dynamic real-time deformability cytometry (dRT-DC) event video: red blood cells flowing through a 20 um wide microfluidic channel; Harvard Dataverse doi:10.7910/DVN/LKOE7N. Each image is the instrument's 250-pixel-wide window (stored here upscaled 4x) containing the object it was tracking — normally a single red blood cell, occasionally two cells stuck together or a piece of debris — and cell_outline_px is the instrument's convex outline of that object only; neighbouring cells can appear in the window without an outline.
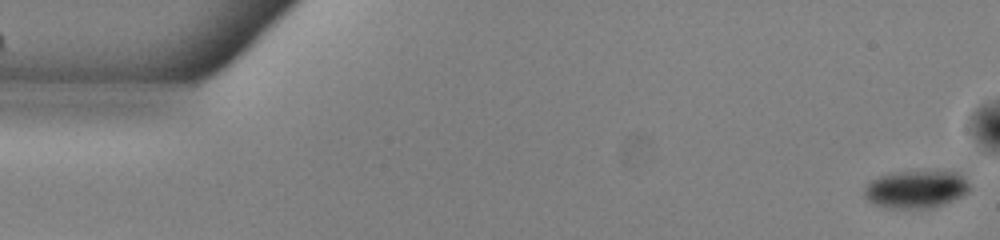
{"species": "common noctule bat (a hibernating species)", "species_latin": "Nyctalus noctula", "temperature_condition": "warm", "stored_images_in_passage": 48, "camera_frame_rate_fps": 3000, "um_per_image_px": 0.085, "animal": {"sex": "male", "body_mass_g": 13.0, "forearm_length_mm": 53.1}, "frame": {"image": 1, "passage_image": 1, "time_ms": 0.0, "image_size_px": [1000, 240], "cell_outline_px": [[968, 192], [944, 204], [932, 208], [884, 208], [868, 200], [864, 196], [864, 188], [872, 180], [880, 176], [892, 172], [956, 172], [964, 176], [968, 184]], "centroid_in_image_um": [77.83, 16.1], "position_along_channel_um": 7.2, "area_um2": 22.83}}
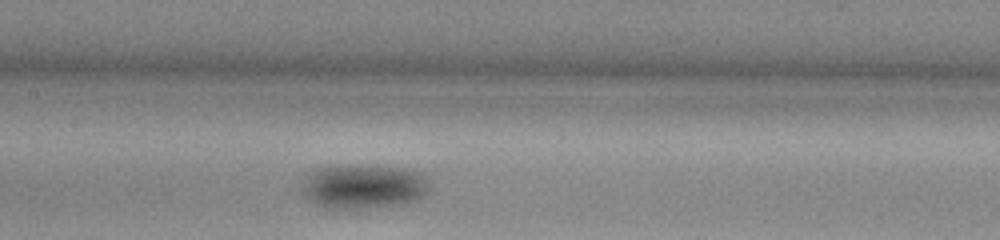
{"frame": {"image": 2, "passage_image": 25, "time_ms": 8.0, "image_size_px": [1000, 240], "cell_outline_px": [[428, 184], [424, 192], [416, 200], [408, 204], [344, 208], [328, 208], [316, 204], [304, 192], [304, 188], [308, 176], [312, 172], [324, 168], [340, 164], [352, 164], [400, 168], [416, 172], [424, 176]], "centroid_in_image_um": [30.92, 15.83], "position_along_channel_um": 176.5, "area_um2": 31.85}}
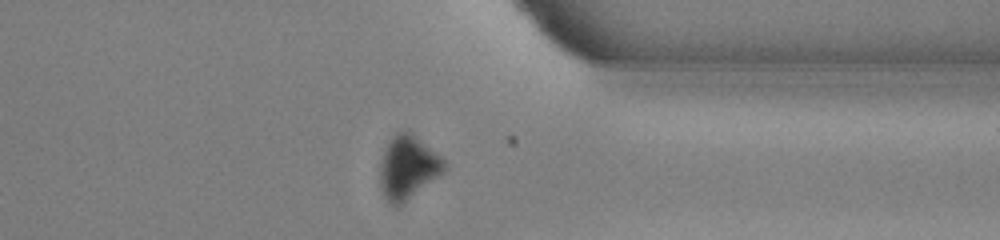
{"frame": {"image": 3, "passage_image": 41, "time_ms": 13.333, "image_size_px": [1000, 240], "cell_outline_px": [[448, 168], [440, 176], [404, 204], [396, 208], [388, 204], [384, 196], [380, 184], [380, 160], [384, 148], [388, 140], [396, 132], [408, 128], [436, 152], [448, 164]], "centroid_in_image_um": [34.68, 14.23], "position_along_channel_um": 376.7, "area_um2": 24.68}, "authors_computed_cell_mechanics": {"area_um2": 27.6284, "velocity_mm_per_s": 3.8958, "shape_relaxation_time_tau1_ms": 2.4839, "shape_relaxation_time_tau2_ms": null, "deformation_change_tau1": 0.0748, "deformation_change_tau2": null}}